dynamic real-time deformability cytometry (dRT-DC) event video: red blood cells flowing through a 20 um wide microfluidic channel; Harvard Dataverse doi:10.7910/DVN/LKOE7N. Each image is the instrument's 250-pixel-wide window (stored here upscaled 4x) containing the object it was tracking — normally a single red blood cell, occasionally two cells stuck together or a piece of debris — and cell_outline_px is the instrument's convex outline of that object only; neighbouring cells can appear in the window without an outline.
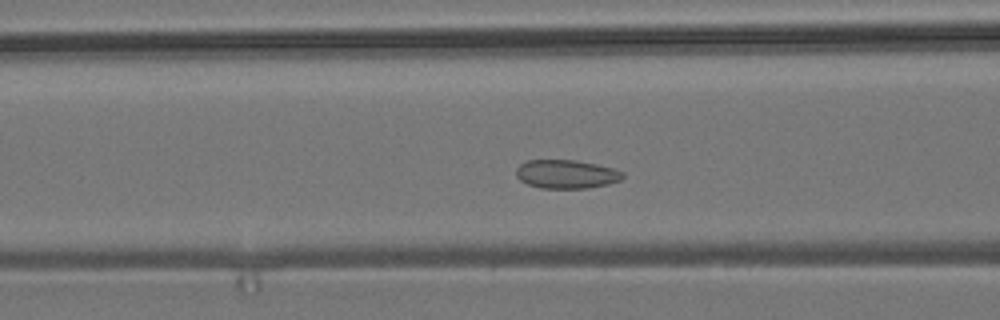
{"species": "common noctule bat (a hibernating species)", "species_latin": "Nyctalus noctula", "temperature_condition": "room temperature", "stored_images_in_passage": 50, "camera_frame_rate_fps": 3000, "um_per_image_px": 0.085, "animal": {"sex": "male", "body_mass_g": 19.2, "forearm_length_mm": 51.8}, "frame": {"image": 1, "passage_image": 16, "time_ms": 5.0, "image_size_px": [1000, 320], "cell_outline_px": [[624, 176], [620, 180], [608, 184], [588, 188], [540, 188], [528, 184], [520, 180], [516, 176], [516, 168], [520, 164], [528, 160], [576, 160], [596, 164], [612, 168], [624, 172]], "centroid_in_image_um": [48.13, 14.8], "position_along_channel_um": 118.5, "area_um2": 17.8}}
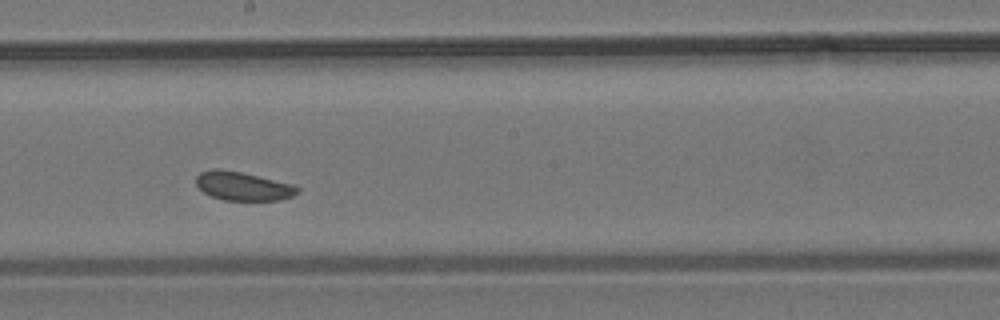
{"frame": {"image": 2, "passage_image": 25, "time_ms": 8.0, "image_size_px": [1000, 320], "cell_outline_px": [[300, 192], [292, 196], [280, 200], [224, 200], [212, 196], [204, 192], [196, 184], [196, 176], [200, 172], [216, 168], [220, 168], [240, 172], [292, 184], [300, 188]], "centroid_in_image_um": [20.65, 15.82], "position_along_channel_um": 227.5, "area_um2": 16.82}}
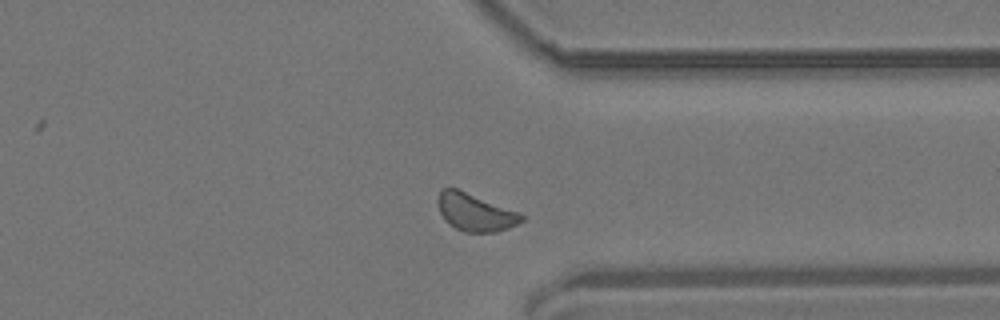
{"frame": {"image": 3, "passage_image": 37, "time_ms": 12.0, "image_size_px": [1000, 320], "cell_outline_px": [[524, 220], [508, 228], [496, 232], [464, 232], [456, 228], [440, 212], [440, 188], [456, 188], [516, 212], [524, 216]], "centroid_in_image_um": [40.41, 18.06], "position_along_channel_um": 371.0, "area_um2": 17.4}}